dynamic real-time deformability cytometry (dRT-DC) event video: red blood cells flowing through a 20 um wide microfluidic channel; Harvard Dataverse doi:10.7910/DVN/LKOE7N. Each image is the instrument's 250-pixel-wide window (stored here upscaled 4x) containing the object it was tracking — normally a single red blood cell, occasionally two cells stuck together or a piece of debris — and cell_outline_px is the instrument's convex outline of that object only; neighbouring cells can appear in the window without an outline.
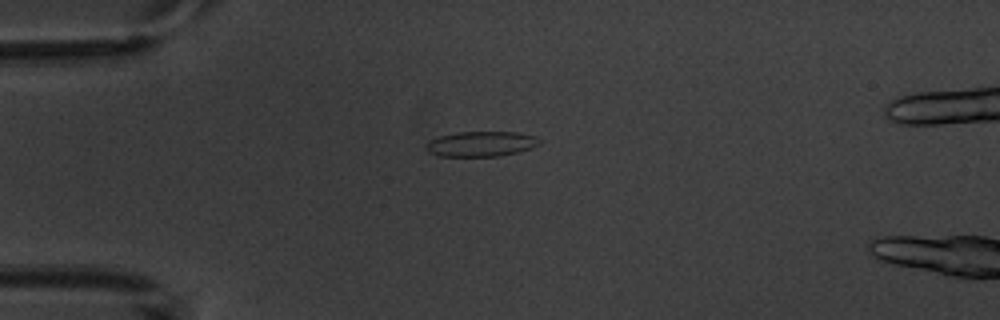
{"species": "common noctule bat (a hibernating species)", "species_latin": "Nyctalus noctula", "temperature_condition": "warm", "stored_images_in_passage": 3, "camera_frame_rate_fps": 3000, "um_per_image_px": 0.085, "animal": {"sex": "male", "body_mass_g": 20.1, "forearm_length_mm": 53.5}, "frame": {"image": 1, "passage_image": 2, "time_ms": 1.0, "image_size_px": [1000, 320], "cell_outline_px": [[544, 140], [540, 144], [532, 148], [500, 156], [440, 156], [428, 152], [424, 148], [424, 144], [428, 140], [440, 136], [456, 132], [520, 132], [536, 136]], "centroid_in_image_um": [40.9, 12.22], "position_along_channel_um": 44.1, "area_um2": 16.94}}